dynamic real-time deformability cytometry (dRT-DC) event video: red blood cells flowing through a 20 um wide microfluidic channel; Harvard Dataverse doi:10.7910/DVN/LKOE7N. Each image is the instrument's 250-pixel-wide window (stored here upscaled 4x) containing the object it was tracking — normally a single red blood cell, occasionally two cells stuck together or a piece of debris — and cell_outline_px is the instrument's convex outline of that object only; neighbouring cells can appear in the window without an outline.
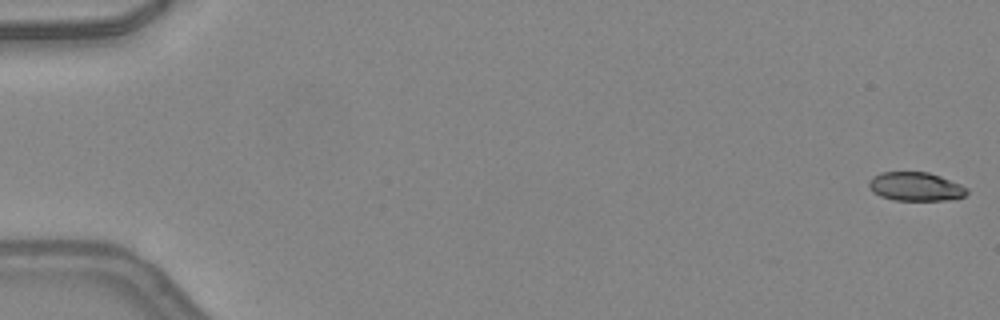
{"species": "common noctule bat (a hibernating species)", "species_latin": "Nyctalus noctula", "temperature_condition": "warm", "stored_images_in_passage": 50, "camera_frame_rate_fps": 3000, "um_per_image_px": 0.085, "animal": {"sex": "female", "body_mass_g": 24.6, "forearm_length_mm": 56.2}, "frame": {"image": 1, "passage_image": 1, "time_ms": 0.0, "image_size_px": [1000, 320], "cell_outline_px": [[968, 192], [964, 196], [948, 200], [892, 200], [880, 196], [872, 192], [868, 184], [868, 180], [872, 176], [880, 172], [928, 172], [940, 176], [960, 184], [968, 188]], "centroid_in_image_um": [77.79, 15.86], "position_along_channel_um": 7.2, "area_um2": 16.53}}
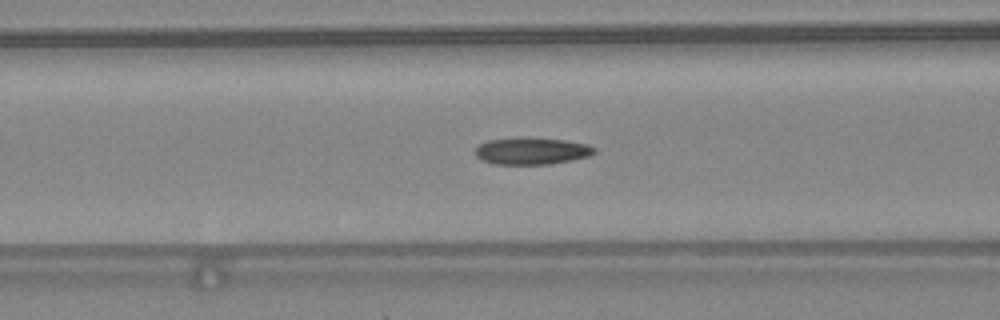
{"frame": {"image": 2, "passage_image": 21, "time_ms": 6.667, "image_size_px": [1000, 320], "cell_outline_px": [[596, 152], [588, 156], [572, 160], [548, 164], [496, 164], [480, 160], [476, 156], [476, 148], [480, 144], [488, 140], [564, 140], [588, 144], [596, 148]], "centroid_in_image_um": [45.23, 12.88], "position_along_channel_um": 121.4, "area_um2": 17.8}}
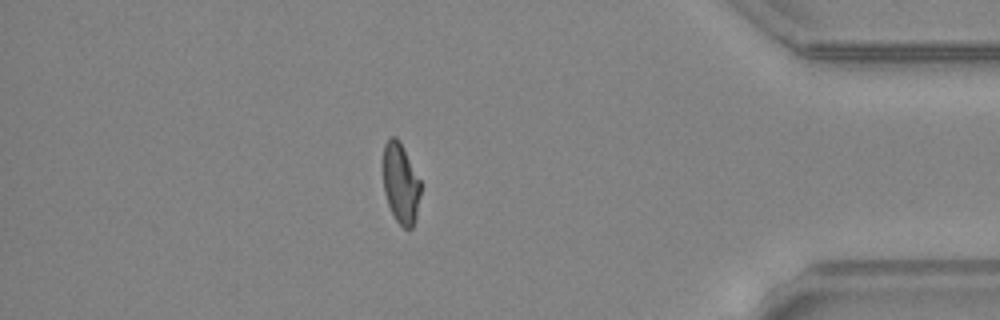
{"frame": {"image": 3, "passage_image": 43, "time_ms": 14.0, "image_size_px": [1000, 320], "cell_outline_px": [[420, 192], [416, 216], [412, 228], [404, 228], [396, 220], [388, 204], [384, 192], [384, 144], [392, 136], [396, 136], [400, 140], [420, 180]], "centroid_in_image_um": [34.06, 15.57], "position_along_channel_um": 401.1, "area_um2": 17.28}, "authors_computed_cell_mechanics": {"area_um2": 18.3515, "velocity_mm_per_s": 4.3132, "shape_relaxation_time_tau1_ms": 7.8974, "shape_relaxation_time_tau2_ms": 2.0688, "deformation_change_tau1": 0.2486, "deformation_change_tau2": 0.0948}}